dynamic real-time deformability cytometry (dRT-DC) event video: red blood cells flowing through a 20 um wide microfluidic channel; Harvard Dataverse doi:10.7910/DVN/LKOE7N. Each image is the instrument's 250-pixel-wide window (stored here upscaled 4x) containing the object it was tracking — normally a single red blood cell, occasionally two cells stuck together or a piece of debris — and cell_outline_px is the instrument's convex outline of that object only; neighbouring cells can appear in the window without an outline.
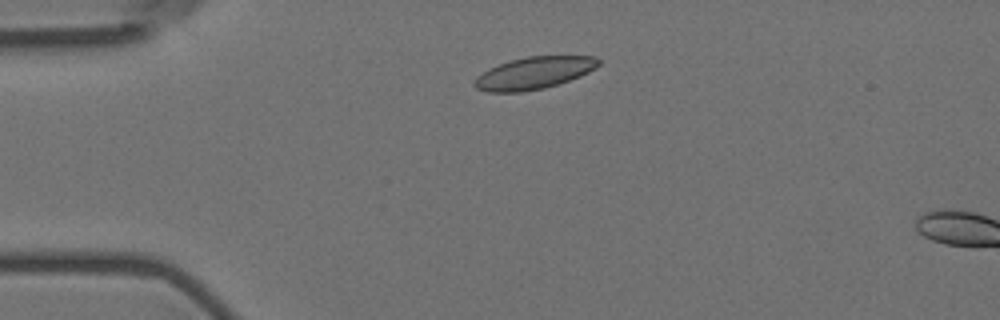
{"species": "Egyptian fruit bat (a non-hibernating species)", "species_latin": "Rousettus aegyptiacus", "temperature_condition": "room temperature", "stored_images_in_passage": 5, "camera_frame_rate_fps": 3000, "um_per_image_px": 0.085, "animal": {"sex": "female"}, "frame": {"image": 1, "passage_image": 2, "time_ms": 0.333, "image_size_px": [1000, 320], "cell_outline_px": [[600, 64], [596, 68], [580, 76], [544, 88], [520, 92], [488, 92], [476, 88], [472, 84], [472, 80], [476, 76], [488, 68], [512, 60], [528, 56], [596, 56], [600, 60]], "centroid_in_image_um": [45.35, 6.2], "position_along_channel_um": 39.6, "area_um2": 23.24}}